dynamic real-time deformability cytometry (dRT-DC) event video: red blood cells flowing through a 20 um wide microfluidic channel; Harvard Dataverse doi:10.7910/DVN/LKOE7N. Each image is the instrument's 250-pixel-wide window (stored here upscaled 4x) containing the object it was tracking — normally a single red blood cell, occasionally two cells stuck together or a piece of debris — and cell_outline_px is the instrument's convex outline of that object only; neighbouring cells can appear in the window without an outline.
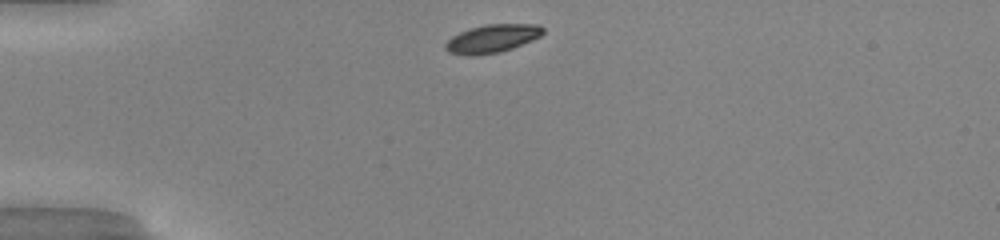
{"species": "common noctule bat (a hibernating species)", "species_latin": "Nyctalus noctula", "temperature_condition": "warm", "stored_images_in_passage": 31, "camera_frame_rate_fps": 3000, "um_per_image_px": 0.085, "animal": {"sex": "male", "body_mass_g": 20.0, "forearm_length_mm": 53.3}, "frame": {"image": 1, "passage_image": 1, "time_ms": 0.0, "image_size_px": [1000, 240], "cell_outline_px": [[544, 32], [540, 36], [532, 40], [512, 48], [500, 52], [472, 56], [468, 56], [448, 52], [444, 48], [444, 44], [452, 36], [468, 28], [484, 24], [540, 24], [544, 28]], "centroid_in_image_um": [41.82, 3.27], "position_along_channel_um": 43.2, "area_um2": 16.18}}
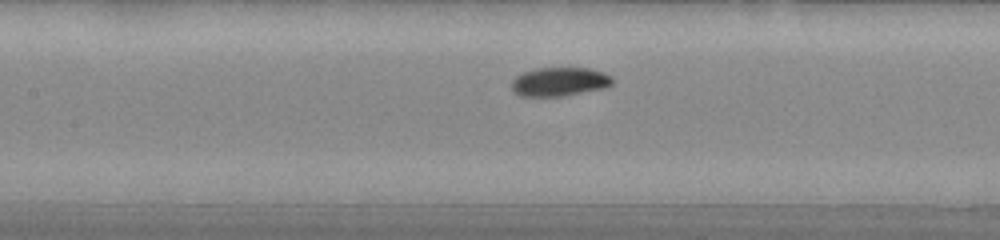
{"frame": {"image": 2, "passage_image": 12, "time_ms": 3.667, "image_size_px": [1000, 240], "cell_outline_px": [[612, 84], [604, 88], [564, 96], [520, 96], [512, 92], [512, 80], [516, 76], [524, 72], [536, 68], [588, 68], [604, 72], [612, 76]], "centroid_in_image_um": [47.55, 6.95], "position_along_channel_um": 159.9, "area_um2": 16.99}}
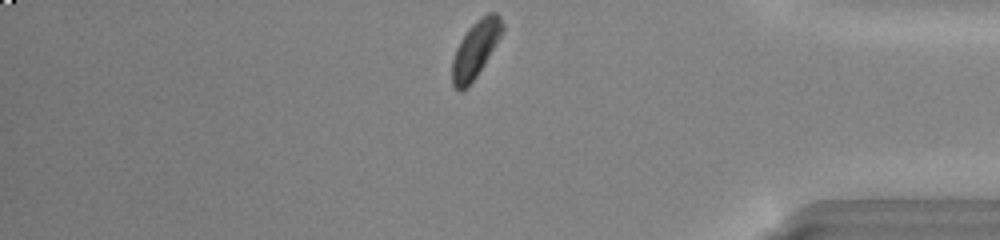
{"frame": {"image": 3, "passage_image": 31, "time_ms": 10.0, "image_size_px": [1000, 240], "cell_outline_px": [[504, 28], [500, 36], [476, 76], [460, 92], [456, 92], [452, 84], [452, 60], [456, 48], [460, 40], [468, 28], [480, 16], [488, 12], [496, 12], [500, 16], [504, 24]], "centroid_in_image_um": [40.4, 4.14], "position_along_channel_um": 394.8, "area_um2": 16.36}, "authors_computed_cell_mechanics": {"area_um2": 16.9932, "velocity_mm_per_s": 4.0736, "shape_relaxation_time_tau1_ms": 3.3247, "shape_relaxation_time_tau2_ms": null, "deformation_change_tau1": 0.1593, "deformation_change_tau2": null}}